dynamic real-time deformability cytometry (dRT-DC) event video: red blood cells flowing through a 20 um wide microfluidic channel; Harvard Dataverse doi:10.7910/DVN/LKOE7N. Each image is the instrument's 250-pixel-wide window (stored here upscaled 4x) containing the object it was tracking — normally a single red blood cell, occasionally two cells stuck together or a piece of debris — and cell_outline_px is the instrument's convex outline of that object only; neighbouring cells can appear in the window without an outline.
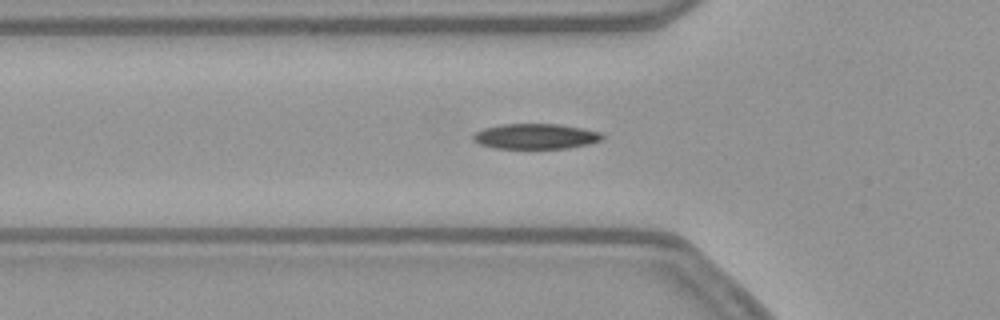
{"species": "common noctule bat (a hibernating species)", "species_latin": "Nyctalus noctula", "temperature_condition": "warm", "stored_images_in_passage": 41, "camera_frame_rate_fps": 3000, "um_per_image_px": 0.085, "animal": {"sex": "female", "body_mass_g": 21.9}, "frame": {"image": 1, "passage_image": 6, "time_ms": 1.667, "image_size_px": [1000, 320], "cell_outline_px": [[604, 140], [588, 144], [564, 148], [496, 148], [480, 144], [472, 140], [472, 136], [476, 132], [484, 128], [504, 124], [560, 124], [584, 128], [600, 132], [604, 136]], "centroid_in_image_um": [45.56, 11.58], "position_along_channel_um": 80.2, "area_um2": 19.02}}
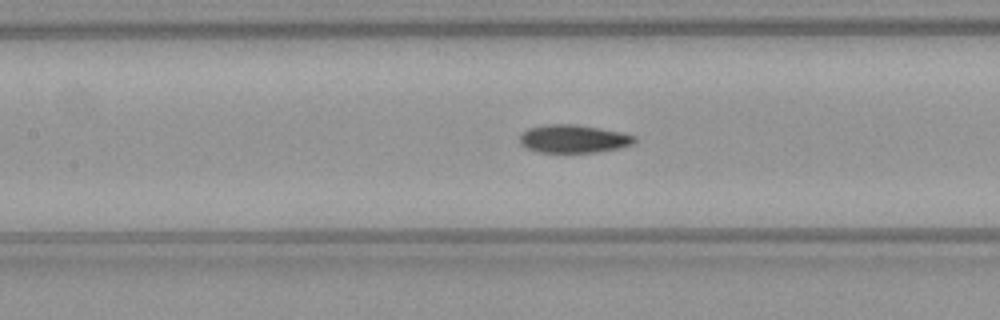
{"frame": {"image": 2, "passage_image": 12, "time_ms": 3.667, "image_size_px": [1000, 320], "cell_outline_px": [[636, 140], [632, 144], [620, 148], [596, 152], [536, 152], [520, 144], [520, 132], [528, 128], [544, 124], [576, 124], [600, 128], [620, 132], [636, 136]], "centroid_in_image_um": [48.72, 11.79], "position_along_channel_um": 158.7, "area_um2": 18.9}}
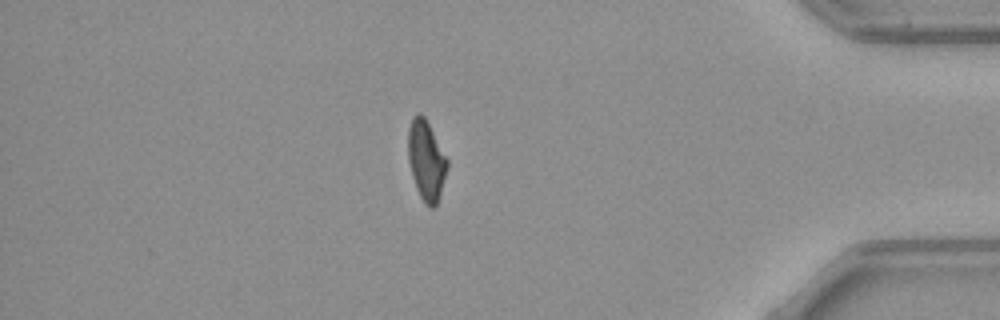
{"frame": {"image": 3, "passage_image": 34, "time_ms": 11.0, "image_size_px": [1000, 320], "cell_outline_px": [[448, 168], [440, 196], [436, 204], [432, 208], [428, 208], [424, 204], [416, 188], [412, 176], [408, 160], [408, 128], [412, 116], [420, 112], [424, 116], [448, 160]], "centroid_in_image_um": [36.22, 13.65], "position_along_channel_um": 399.0, "area_um2": 18.32}, "authors_computed_cell_mechanics": {"area_um2": 19.1318, "velocity_mm_per_s": 3.8436, "shape_relaxation_time_tau1_ms": 6.1768, "shape_relaxation_time_tau2_ms": 4.2971, "deformation_change_tau1": 0.1926, "deformation_change_tau2": 0.1009}}